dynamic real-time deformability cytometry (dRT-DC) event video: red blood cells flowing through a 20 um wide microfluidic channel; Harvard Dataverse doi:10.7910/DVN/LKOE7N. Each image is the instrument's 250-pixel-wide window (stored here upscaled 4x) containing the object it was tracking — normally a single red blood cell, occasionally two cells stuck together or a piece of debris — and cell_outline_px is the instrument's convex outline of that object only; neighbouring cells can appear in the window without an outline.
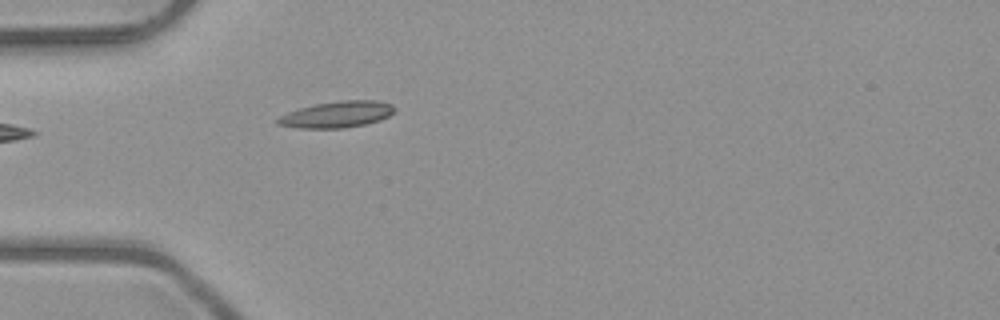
{"species": "common noctule bat (a hibernating species)", "species_latin": "Nyctalus noctula", "temperature_condition": "room temperature", "stored_images_in_passage": 7, "camera_frame_rate_fps": 3000, "um_per_image_px": 0.085, "animal": {"sex": "male", "body_mass_g": 23.1, "forearm_length_mm": 52.7}, "frame": {"image": 1, "passage_image": 1, "time_ms": 0.0, "image_size_px": [1000, 320], "cell_outline_px": [[396, 112], [380, 120], [364, 124], [344, 128], [296, 128], [276, 124], [276, 120], [280, 116], [288, 112], [300, 108], [316, 104], [340, 100], [376, 100], [392, 104], [396, 108]], "centroid_in_image_um": [28.66, 9.72], "position_along_channel_um": 56.3, "area_um2": 17.98}}
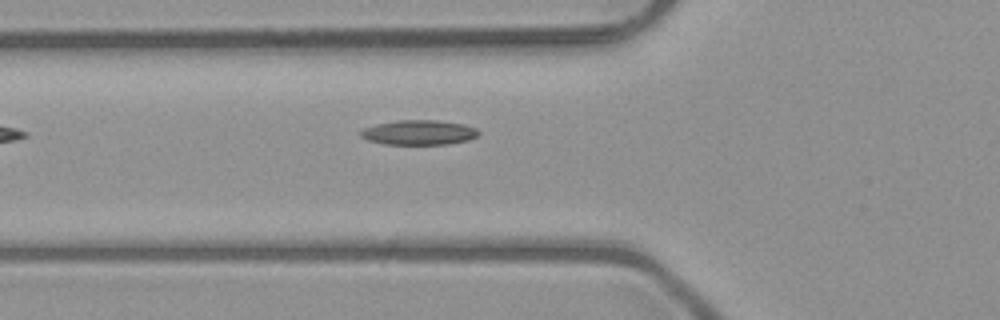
{"frame": {"image": 2, "passage_image": 4, "time_ms": 1.0, "image_size_px": [1000, 320], "cell_outline_px": [[480, 132], [476, 136], [468, 140], [448, 144], [384, 144], [368, 140], [360, 136], [360, 132], [364, 128], [376, 124], [400, 120], [436, 120], [464, 124], [476, 128]], "centroid_in_image_um": [35.61, 11.26], "position_along_channel_um": 90.2, "area_um2": 16.94}}